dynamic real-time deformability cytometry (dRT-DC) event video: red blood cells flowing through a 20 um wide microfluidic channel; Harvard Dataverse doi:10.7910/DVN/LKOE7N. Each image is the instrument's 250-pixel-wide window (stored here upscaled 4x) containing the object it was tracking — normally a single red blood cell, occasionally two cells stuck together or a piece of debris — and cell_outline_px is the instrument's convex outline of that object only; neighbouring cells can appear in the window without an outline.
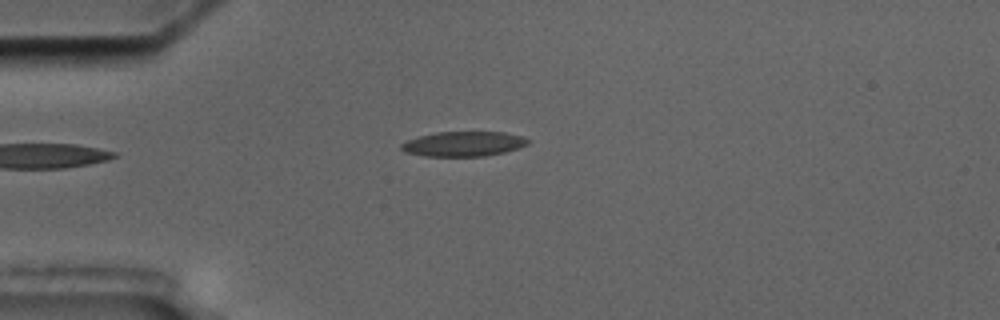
{"species": "common noctule bat (a hibernating species)", "species_latin": "Nyctalus noctula", "temperature_condition": "cold", "stored_images_in_passage": 9, "camera_frame_rate_fps": 3000, "um_per_image_px": 0.085, "animal": {"sex": "male", "body_mass_g": 17.5, "forearm_length_mm": 52.3}, "frame": {"image": 1, "passage_image": 1, "time_ms": 0.0, "image_size_px": [1000, 320], "cell_outline_px": [[528, 144], [520, 148], [504, 152], [484, 156], [424, 156], [404, 152], [400, 148], [400, 144], [408, 140], [420, 136], [436, 132], [504, 132], [524, 136], [528, 140]], "centroid_in_image_um": [39.4, 12.23], "position_along_channel_um": 45.6, "area_um2": 18.38}}
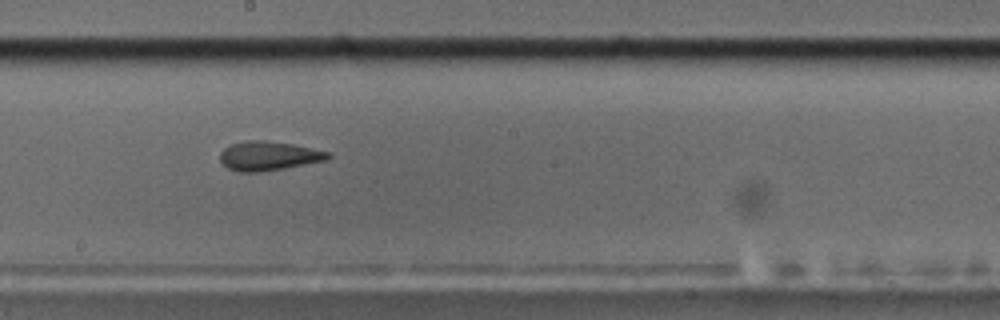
{"frame": {"image": 2, "passage_image": 6, "time_ms": 5.667, "image_size_px": [1000, 320], "cell_outline_px": [[332, 156], [328, 160], [284, 168], [260, 172], [236, 172], [228, 168], [220, 160], [220, 152], [224, 148], [232, 144], [244, 140], [264, 140], [292, 144], [332, 152]], "centroid_in_image_um": [22.85, 13.25], "position_along_channel_um": 225.3, "area_um2": 18.5}}
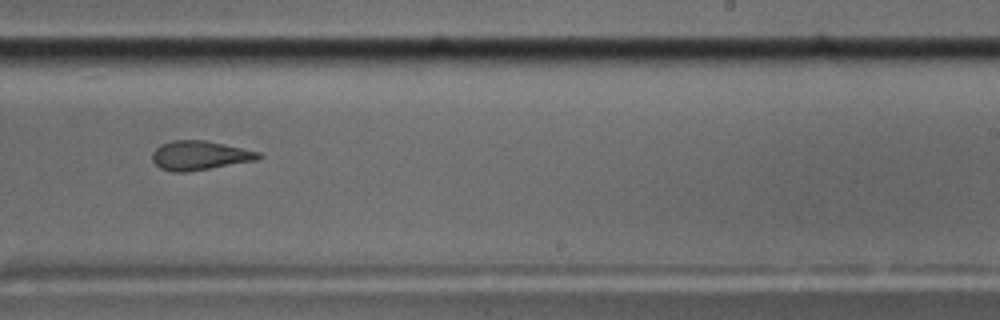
{"frame": {"image": 3, "passage_image": 7, "time_ms": 7.0, "image_size_px": [1000, 320], "cell_outline_px": [[264, 156], [256, 160], [188, 172], [172, 172], [160, 168], [152, 160], [152, 152], [160, 144], [172, 140], [204, 140], [224, 144], [260, 152]], "centroid_in_image_um": [16.95, 13.21], "position_along_channel_um": 272.0, "area_um2": 18.09}}